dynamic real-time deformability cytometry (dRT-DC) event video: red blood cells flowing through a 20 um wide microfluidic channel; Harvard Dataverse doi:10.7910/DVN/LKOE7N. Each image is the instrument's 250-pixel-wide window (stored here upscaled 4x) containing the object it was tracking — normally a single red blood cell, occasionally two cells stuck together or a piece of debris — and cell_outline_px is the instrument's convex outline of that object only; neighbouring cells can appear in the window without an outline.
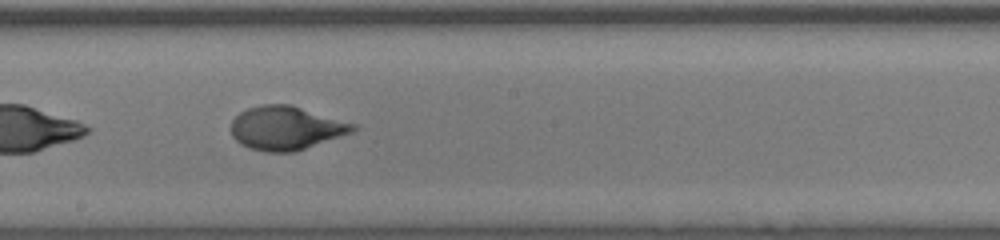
{"species": "human", "species_latin": "Homo sapiens", "temperature_condition": "room temperature", "stored_images_in_passage": 58, "segment_of_instrument_passage": [2, 2], "camera_frame_rate_fps": 3000, "um_per_image_px": 0.085, "donor": {"sex": "male"}, "frame": {"image": 1, "passage_image": 39, "time_ms": 12.667, "image_size_px": [1000, 240], "cell_outline_px": [[356, 128], [352, 132], [296, 152], [264, 152], [248, 148], [240, 144], [232, 136], [232, 120], [240, 112], [248, 108], [264, 104], [288, 104], [356, 124]], "centroid_in_image_um": [24.29, 10.9], "position_along_channel_um": 223.9, "area_um2": 30.87}}
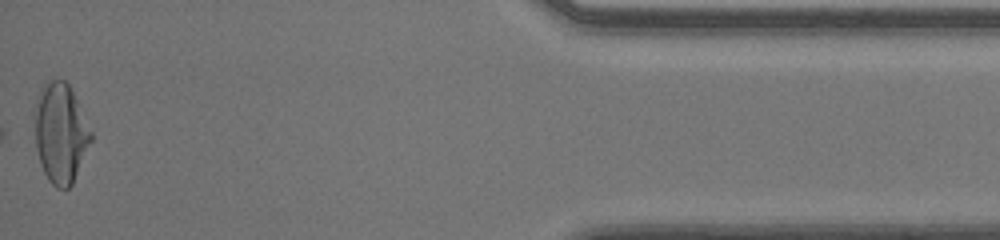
{"frame": {"image": 2, "passage_image": 58, "time_ms": 19.0, "image_size_px": [1000, 240], "cell_outline_px": [[92, 140], [72, 184], [68, 188], [56, 188], [48, 180], [40, 164], [36, 148], [32, 112], [40, 88], [52, 80], [64, 80], [68, 84], [92, 132]], "centroid_in_image_um": [5.1, 11.32], "position_along_channel_um": 430.1, "area_um2": 32.83}}